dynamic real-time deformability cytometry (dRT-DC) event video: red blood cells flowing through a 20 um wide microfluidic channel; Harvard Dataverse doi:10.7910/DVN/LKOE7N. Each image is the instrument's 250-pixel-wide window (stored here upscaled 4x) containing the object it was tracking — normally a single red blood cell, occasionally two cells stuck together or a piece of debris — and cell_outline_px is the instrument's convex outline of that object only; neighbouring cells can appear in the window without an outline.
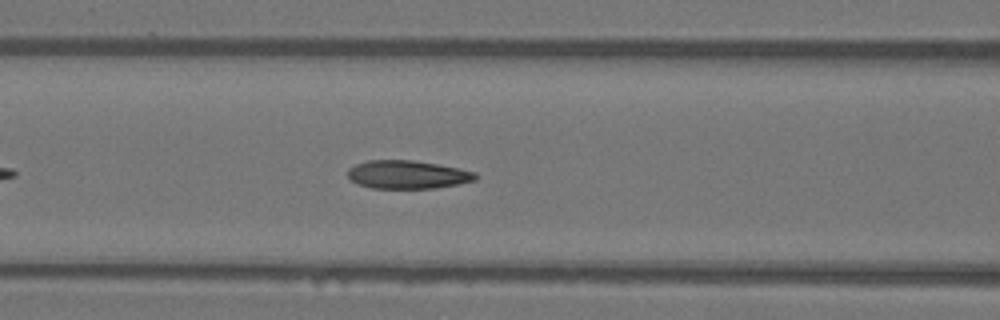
{"species": "Egyptian fruit bat (a non-hibernating species)", "species_latin": "Rousettus aegyptiacus", "temperature_condition": "warm", "stored_images_in_passage": 28, "camera_frame_rate_fps": 3000, "um_per_image_px": 0.085, "animal": {"sex": "female"}, "frame": {"image": 1, "passage_image": 9, "time_ms": 2.667, "image_size_px": [1000, 320], "cell_outline_px": [[476, 180], [436, 188], [372, 188], [360, 184], [352, 180], [348, 176], [348, 168], [356, 164], [368, 160], [412, 160], [460, 168], [476, 172]], "centroid_in_image_um": [34.64, 14.83], "position_along_channel_um": 132.0, "area_um2": 20.87}}
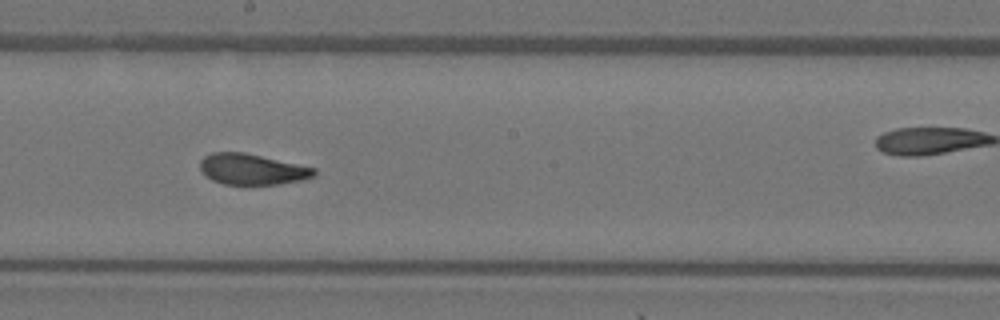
{"frame": {"image": 2, "passage_image": 16, "time_ms": 5.0, "image_size_px": [1000, 320], "cell_outline_px": [[316, 176], [300, 180], [280, 184], [224, 184], [212, 180], [200, 168], [200, 160], [204, 156], [212, 152], [244, 152], [316, 168]], "centroid_in_image_um": [21.44, 14.38], "position_along_channel_um": 226.8, "area_um2": 20.35}}
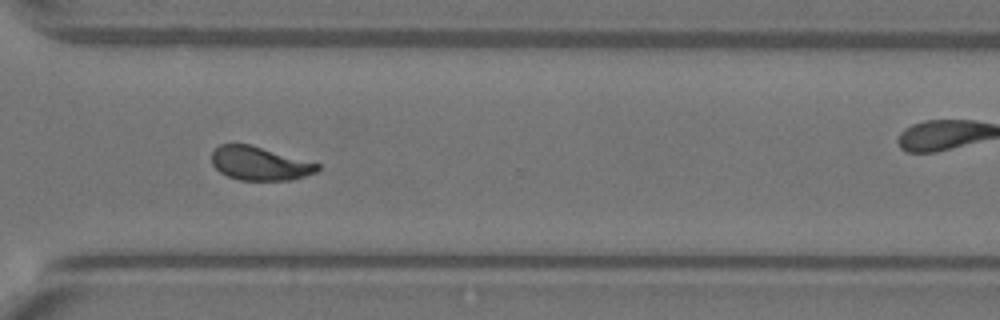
{"frame": {"image": 3, "passage_image": 25, "time_ms": 8.0, "image_size_px": [1000, 320], "cell_outline_px": [[320, 168], [316, 172], [292, 180], [240, 180], [228, 176], [220, 172], [212, 164], [212, 152], [220, 144], [248, 144], [320, 164]], "centroid_in_image_um": [22.06, 13.9], "position_along_channel_um": 348.5, "area_um2": 20.46}, "authors_computed_cell_mechanics": {"area_um2": 21.4727, "velocity_mm_per_s": 4.0815, "shape_relaxation_time_tau1_ms": 5.5361, "shape_relaxation_time_tau2_ms": 1.3288, "deformation_change_tau1": 0.183, "deformation_change_tau2": 0.0821}}